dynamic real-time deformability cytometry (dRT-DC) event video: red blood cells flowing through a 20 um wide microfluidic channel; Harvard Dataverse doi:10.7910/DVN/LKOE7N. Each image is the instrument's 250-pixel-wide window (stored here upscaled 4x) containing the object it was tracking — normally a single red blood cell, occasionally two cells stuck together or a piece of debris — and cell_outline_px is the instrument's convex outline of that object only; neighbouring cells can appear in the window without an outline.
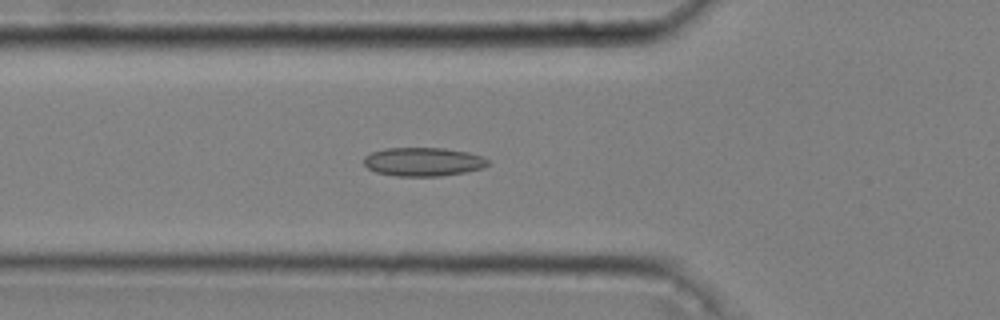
{"species": "common noctule bat (a hibernating species)", "species_latin": "Nyctalus noctula", "temperature_condition": "cold", "stored_images_in_passage": 37, "camera_frame_rate_fps": 3000, "um_per_image_px": 0.085, "animal": {"sex": "male", "body_mass_g": 20.4}, "frame": {"image": 1, "passage_image": 3, "time_ms": 0.667, "image_size_px": [1000, 320], "cell_outline_px": [[492, 164], [484, 168], [464, 172], [440, 176], [396, 176], [376, 172], [368, 168], [364, 164], [364, 156], [372, 152], [384, 148], [444, 148], [468, 152], [484, 156]], "centroid_in_image_um": [36.01, 13.75], "position_along_channel_um": 89.8, "area_um2": 20.92}}
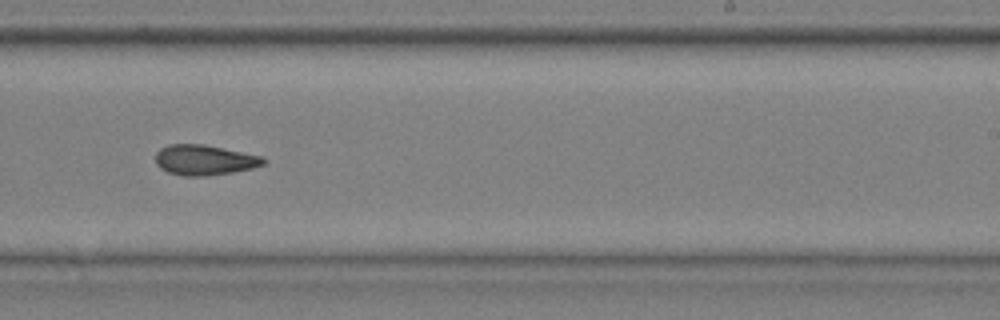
{"frame": {"image": 2, "passage_image": 18, "time_ms": 5.667, "image_size_px": [1000, 320], "cell_outline_px": [[268, 160], [264, 164], [252, 168], [232, 172], [204, 176], [184, 176], [168, 172], [160, 168], [156, 164], [156, 152], [160, 148], [168, 144], [204, 144], [260, 156]], "centroid_in_image_um": [17.35, 13.6], "position_along_channel_um": 271.7, "area_um2": 18.96}}
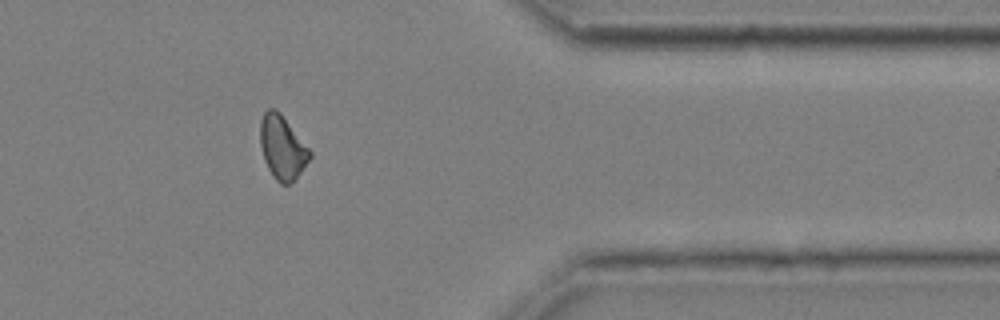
{"frame": {"image": 3, "passage_image": 29, "time_ms": 9.333, "image_size_px": [1000, 320], "cell_outline_px": [[312, 156], [296, 180], [288, 184], [280, 184], [272, 176], [264, 160], [260, 144], [260, 120], [264, 112], [268, 108], [276, 108], [280, 112], [312, 152]], "centroid_in_image_um": [24.0, 12.54], "position_along_channel_um": 387.4, "area_um2": 18.61}, "authors_computed_cell_mechanics": {"area_um2": 19.0162, "velocity_mm_per_s": 3.6333, "shape_relaxation_time_tau1_ms": null, "shape_relaxation_time_tau2_ms": 6.2427, "deformation_change_tau1": null, "deformation_change_tau2": 0.1204}}